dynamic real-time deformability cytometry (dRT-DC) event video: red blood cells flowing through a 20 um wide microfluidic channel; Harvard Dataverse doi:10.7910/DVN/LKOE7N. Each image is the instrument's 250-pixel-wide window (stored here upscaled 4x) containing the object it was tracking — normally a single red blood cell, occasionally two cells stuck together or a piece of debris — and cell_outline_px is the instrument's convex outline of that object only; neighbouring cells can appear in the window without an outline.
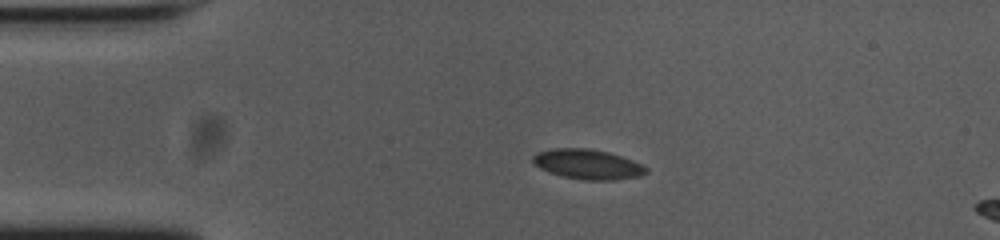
{"species": "common noctule bat (a hibernating species)", "species_latin": "Nyctalus noctula", "temperature_condition": "cold", "stored_images_in_passage": 44, "camera_frame_rate_fps": 3000, "um_per_image_px": 0.085, "animal": {"sex": "female", "body_mass_g": 23.0, "forearm_length_mm": 53.4}, "frame": {"image": 1, "passage_image": 1, "time_ms": 0.0, "image_size_px": [1000, 240], "cell_outline_px": [[648, 172], [640, 176], [612, 180], [584, 180], [560, 176], [548, 172], [532, 164], [532, 156], [536, 152], [552, 148], [588, 148], [608, 152], [632, 160], [648, 168]], "centroid_in_image_um": [49.9, 13.96], "position_along_channel_um": 35.1, "area_um2": 19.88}}
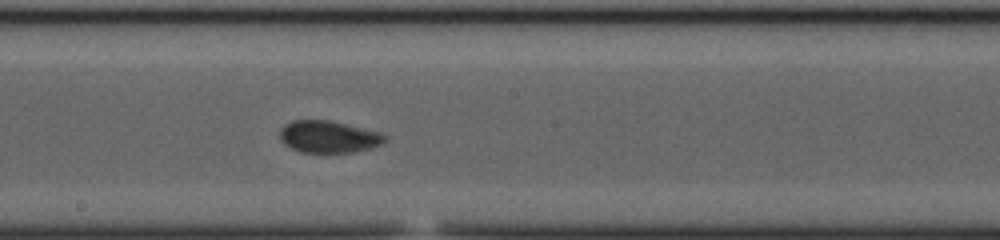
{"frame": {"image": 2, "passage_image": 19, "time_ms": 6.0, "image_size_px": [1000, 240], "cell_outline_px": [[388, 140], [380, 144], [368, 148], [352, 152], [300, 152], [284, 144], [280, 140], [280, 128], [284, 124], [292, 120], [328, 120], [384, 132], [388, 136]], "centroid_in_image_um": [27.94, 11.61], "position_along_channel_um": 220.3, "area_um2": 19.77}}
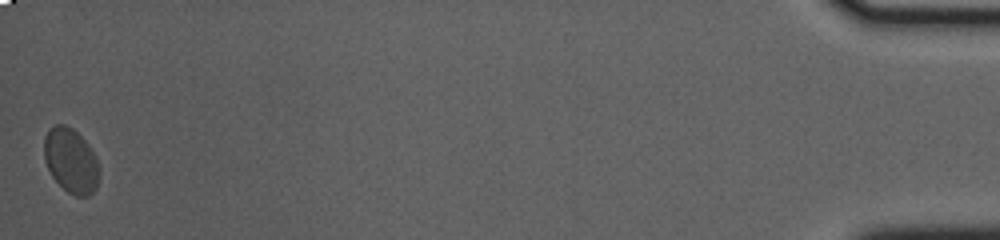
{"frame": {"image": 3, "passage_image": 44, "time_ms": 14.333, "image_size_px": [1000, 240], "cell_outline_px": [[100, 172], [96, 188], [88, 196], [76, 196], [68, 192], [52, 176], [44, 160], [44, 136], [48, 128], [56, 124], [64, 124], [72, 128], [88, 144], [100, 168]], "centroid_in_image_um": [6.01, 13.64], "position_along_channel_um": 429.2, "area_um2": 20.69}, "authors_computed_cell_mechanics": {"area_um2": 19.7676, "velocity_mm_per_s": 3.6967, "shape_relaxation_time_tau1_ms": 7.4821, "shape_relaxation_time_tau2_ms": 1.1119, "deformation_change_tau1": 0.1251, "deformation_change_tau2": 0.0438}}